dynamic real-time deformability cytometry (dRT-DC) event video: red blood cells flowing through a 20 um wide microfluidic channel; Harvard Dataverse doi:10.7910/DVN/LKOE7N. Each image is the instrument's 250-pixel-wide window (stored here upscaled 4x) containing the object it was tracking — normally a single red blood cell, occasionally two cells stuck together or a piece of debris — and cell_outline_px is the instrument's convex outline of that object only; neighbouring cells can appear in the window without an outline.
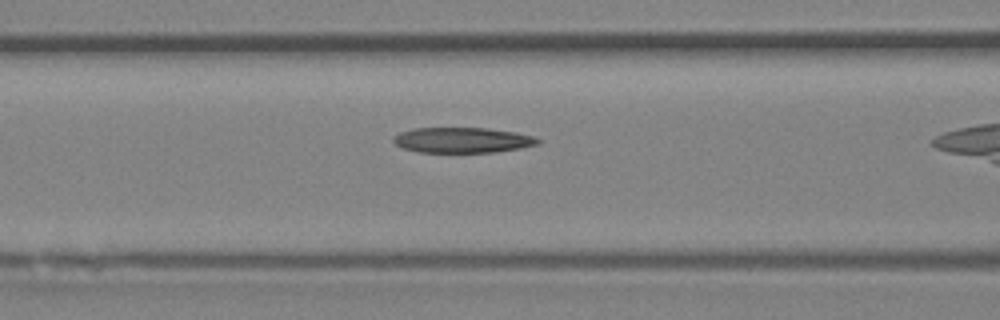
{"species": "Egyptian fruit bat (a non-hibernating species)", "species_latin": "Rousettus aegyptiacus", "temperature_condition": "room temperature", "stored_images_in_passage": 19, "camera_frame_rate_fps": 3000, "um_per_image_px": 0.085, "animal": {"sex": "female"}, "frame": {"image": 1, "passage_image": 9, "time_ms": 2.667, "image_size_px": [1000, 320], "cell_outline_px": [[540, 144], [520, 148], [496, 152], [416, 152], [404, 148], [396, 144], [392, 140], [400, 132], [412, 128], [488, 128], [516, 132], [532, 136], [540, 140]], "centroid_in_image_um": [39.32, 11.91], "position_along_channel_um": 127.3, "area_um2": 21.33}}